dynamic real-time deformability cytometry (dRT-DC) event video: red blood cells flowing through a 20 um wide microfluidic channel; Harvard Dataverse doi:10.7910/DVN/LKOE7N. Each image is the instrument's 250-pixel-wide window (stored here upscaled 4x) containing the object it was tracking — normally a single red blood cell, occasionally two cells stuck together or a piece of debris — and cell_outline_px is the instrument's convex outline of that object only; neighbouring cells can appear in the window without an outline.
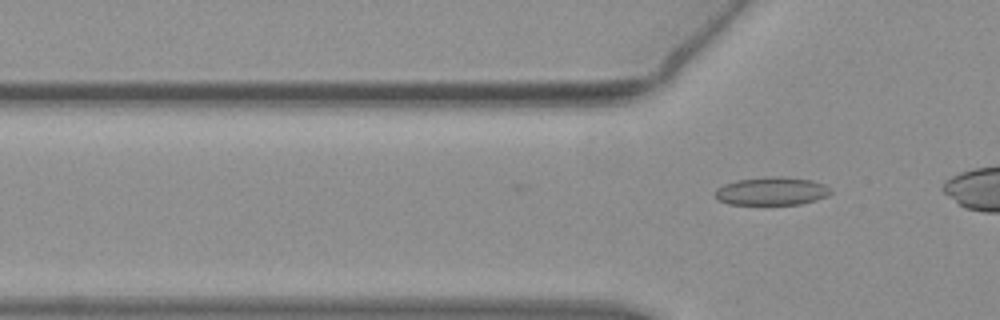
{"species": "common noctule bat (a hibernating species)", "species_latin": "Nyctalus noctula", "temperature_condition": "warm", "stored_images_in_passage": 13, "camera_frame_rate_fps": 3000, "um_per_image_px": 0.085, "animal": {"sex": "female", "body_mass_g": 19.3, "forearm_length_mm": 54.1}, "frame": {"image": 1, "passage_image": 13, "time_ms": 4.0, "image_size_px": [1000, 320], "cell_outline_px": [[832, 192], [828, 196], [816, 200], [800, 204], [728, 204], [716, 200], [712, 196], [716, 188], [724, 184], [736, 180], [768, 176], [784, 176], [812, 180], [824, 184], [832, 188]], "centroid_in_image_um": [65.57, 16.24], "position_along_channel_um": 60.2, "area_um2": 19.36}}